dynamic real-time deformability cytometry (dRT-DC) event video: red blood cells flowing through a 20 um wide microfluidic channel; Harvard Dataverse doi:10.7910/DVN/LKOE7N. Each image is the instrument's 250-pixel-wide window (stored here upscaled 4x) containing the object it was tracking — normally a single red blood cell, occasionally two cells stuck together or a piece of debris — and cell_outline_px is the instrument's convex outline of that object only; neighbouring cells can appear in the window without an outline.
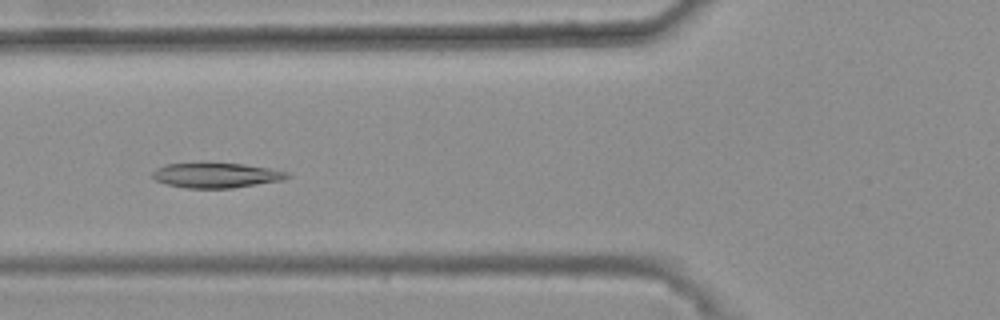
{"species": "common noctule bat (a hibernating species)", "species_latin": "Nyctalus noctula", "temperature_condition": "warm", "stored_images_in_passage": 46, "camera_frame_rate_fps": 3000, "um_per_image_px": 0.085, "animal": {"sex": "female", "body_mass_g": 25.1}, "frame": {"image": 1, "passage_image": 21, "time_ms": 6.667, "image_size_px": [1000, 320], "cell_outline_px": [[292, 176], [284, 180], [232, 188], [184, 188], [168, 184], [156, 180], [152, 176], [152, 172], [156, 168], [164, 164], [244, 164], [268, 168], [288, 172]], "centroid_in_image_um": [18.4, 14.91], "position_along_channel_um": 107.4, "area_um2": 19.36}}
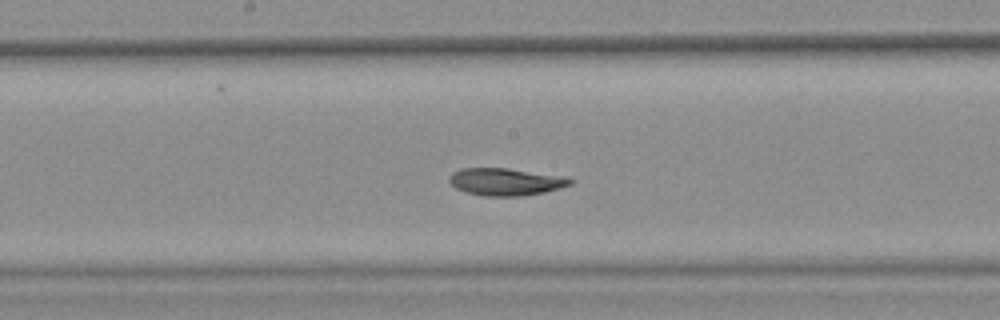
{"frame": {"image": 2, "passage_image": 29, "time_ms": 9.333, "image_size_px": [1000, 320], "cell_outline_px": [[572, 184], [560, 188], [544, 192], [524, 196], [484, 196], [468, 192], [456, 188], [448, 180], [448, 176], [452, 172], [460, 168], [508, 168], [568, 176], [572, 180]], "centroid_in_image_um": [43.01, 15.44], "position_along_channel_um": 205.2, "area_um2": 19.48}}
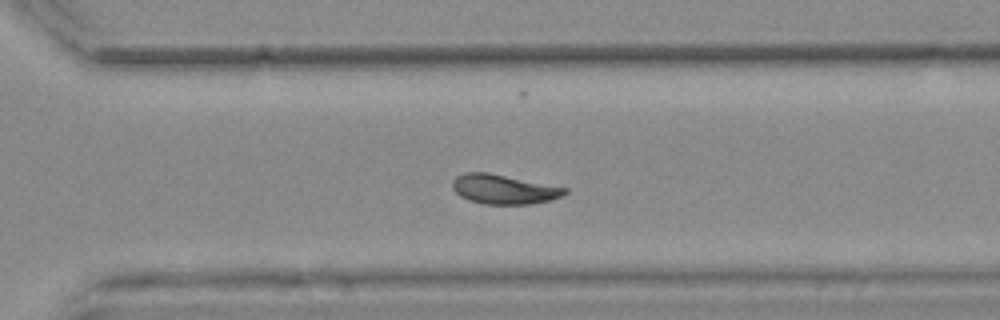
{"frame": {"image": 3, "passage_image": 39, "time_ms": 12.667, "image_size_px": [1000, 320], "cell_outline_px": [[568, 192], [552, 200], [528, 204], [484, 204], [468, 200], [460, 196], [452, 188], [452, 180], [456, 176], [464, 172], [488, 172], [568, 188]], "centroid_in_image_um": [42.8, 16.08], "position_along_channel_um": 327.8, "area_um2": 19.36}, "authors_computed_cell_mechanics": {"area_um2": 19.8832, "velocity_mm_per_s": 3.6726, "shape_relaxation_time_tau1_ms": null, "shape_relaxation_time_tau2_ms": 8.6183, "deformation_change_tau1": null, "deformation_change_tau2": 0.0914}}